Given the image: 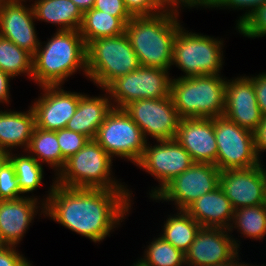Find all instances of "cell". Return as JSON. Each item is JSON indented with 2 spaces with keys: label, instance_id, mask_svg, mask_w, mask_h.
<instances>
[{
  "label": "cell",
  "instance_id": "6da1fadb",
  "mask_svg": "<svg viewBox=\"0 0 266 266\" xmlns=\"http://www.w3.org/2000/svg\"><path fill=\"white\" fill-rule=\"evenodd\" d=\"M45 203V216L63 227L100 243L129 215L131 190L63 187L53 182Z\"/></svg>",
  "mask_w": 266,
  "mask_h": 266
},
{
  "label": "cell",
  "instance_id": "7a4b0ae2",
  "mask_svg": "<svg viewBox=\"0 0 266 266\" xmlns=\"http://www.w3.org/2000/svg\"><path fill=\"white\" fill-rule=\"evenodd\" d=\"M180 7L193 8L173 3L160 14L132 17L126 24L125 33L141 66L163 70L172 67L173 41L182 26L178 20Z\"/></svg>",
  "mask_w": 266,
  "mask_h": 266
},
{
  "label": "cell",
  "instance_id": "3957f363",
  "mask_svg": "<svg viewBox=\"0 0 266 266\" xmlns=\"http://www.w3.org/2000/svg\"><path fill=\"white\" fill-rule=\"evenodd\" d=\"M78 70L87 77L83 37L78 30L56 31L48 41L40 42L33 55L31 80L39 87L63 85Z\"/></svg>",
  "mask_w": 266,
  "mask_h": 266
},
{
  "label": "cell",
  "instance_id": "277c9868",
  "mask_svg": "<svg viewBox=\"0 0 266 266\" xmlns=\"http://www.w3.org/2000/svg\"><path fill=\"white\" fill-rule=\"evenodd\" d=\"M112 160L95 139H90L65 161L53 181L63 187L129 190L112 175Z\"/></svg>",
  "mask_w": 266,
  "mask_h": 266
},
{
  "label": "cell",
  "instance_id": "5b68a950",
  "mask_svg": "<svg viewBox=\"0 0 266 266\" xmlns=\"http://www.w3.org/2000/svg\"><path fill=\"white\" fill-rule=\"evenodd\" d=\"M222 77L221 75L190 78L172 76L170 96L179 116L181 118L223 116L227 79Z\"/></svg>",
  "mask_w": 266,
  "mask_h": 266
},
{
  "label": "cell",
  "instance_id": "8992f818",
  "mask_svg": "<svg viewBox=\"0 0 266 266\" xmlns=\"http://www.w3.org/2000/svg\"><path fill=\"white\" fill-rule=\"evenodd\" d=\"M87 79L105 89L116 78L126 75L141 65L131 43L123 33L102 37L86 45Z\"/></svg>",
  "mask_w": 266,
  "mask_h": 266
},
{
  "label": "cell",
  "instance_id": "52a82bcc",
  "mask_svg": "<svg viewBox=\"0 0 266 266\" xmlns=\"http://www.w3.org/2000/svg\"><path fill=\"white\" fill-rule=\"evenodd\" d=\"M219 39L194 33L181 26L173 41L172 65L184 72L182 78L221 75L223 44Z\"/></svg>",
  "mask_w": 266,
  "mask_h": 266
},
{
  "label": "cell",
  "instance_id": "ba28073f",
  "mask_svg": "<svg viewBox=\"0 0 266 266\" xmlns=\"http://www.w3.org/2000/svg\"><path fill=\"white\" fill-rule=\"evenodd\" d=\"M171 79L169 70L140 66L116 78L105 89L113 108L123 109L133 101L169 97Z\"/></svg>",
  "mask_w": 266,
  "mask_h": 266
},
{
  "label": "cell",
  "instance_id": "9c48e42d",
  "mask_svg": "<svg viewBox=\"0 0 266 266\" xmlns=\"http://www.w3.org/2000/svg\"><path fill=\"white\" fill-rule=\"evenodd\" d=\"M94 139L112 158L121 157L134 165L143 155L147 142L139 126L119 108L108 113Z\"/></svg>",
  "mask_w": 266,
  "mask_h": 266
},
{
  "label": "cell",
  "instance_id": "30bf717a",
  "mask_svg": "<svg viewBox=\"0 0 266 266\" xmlns=\"http://www.w3.org/2000/svg\"><path fill=\"white\" fill-rule=\"evenodd\" d=\"M214 132L217 144L215 165L220 171L250 168L261 163L255 152L253 132L224 116L214 117Z\"/></svg>",
  "mask_w": 266,
  "mask_h": 266
},
{
  "label": "cell",
  "instance_id": "8fae6325",
  "mask_svg": "<svg viewBox=\"0 0 266 266\" xmlns=\"http://www.w3.org/2000/svg\"><path fill=\"white\" fill-rule=\"evenodd\" d=\"M220 172L216 165L193 163L151 199L162 203L172 202L176 205L175 210H185L196 199L219 186Z\"/></svg>",
  "mask_w": 266,
  "mask_h": 266
},
{
  "label": "cell",
  "instance_id": "7c38bea8",
  "mask_svg": "<svg viewBox=\"0 0 266 266\" xmlns=\"http://www.w3.org/2000/svg\"><path fill=\"white\" fill-rule=\"evenodd\" d=\"M124 111L139 126L146 141L173 140L181 117L171 96L159 99H142L129 103Z\"/></svg>",
  "mask_w": 266,
  "mask_h": 266
},
{
  "label": "cell",
  "instance_id": "4fadbf2b",
  "mask_svg": "<svg viewBox=\"0 0 266 266\" xmlns=\"http://www.w3.org/2000/svg\"><path fill=\"white\" fill-rule=\"evenodd\" d=\"M157 144L146 142V147L139 162L140 169L155 177L158 186L151 189L149 197L153 198L174 177L182 174L194 162L188 153L175 139L156 141Z\"/></svg>",
  "mask_w": 266,
  "mask_h": 266
},
{
  "label": "cell",
  "instance_id": "5bb4252c",
  "mask_svg": "<svg viewBox=\"0 0 266 266\" xmlns=\"http://www.w3.org/2000/svg\"><path fill=\"white\" fill-rule=\"evenodd\" d=\"M39 98L30 105L34 111L36 127L56 131L66 127L79 104V93L66 91L62 85L40 86Z\"/></svg>",
  "mask_w": 266,
  "mask_h": 266
},
{
  "label": "cell",
  "instance_id": "9a60e30c",
  "mask_svg": "<svg viewBox=\"0 0 266 266\" xmlns=\"http://www.w3.org/2000/svg\"><path fill=\"white\" fill-rule=\"evenodd\" d=\"M229 234L227 229L201 227L185 253L186 266H215L228 261L240 251L241 244Z\"/></svg>",
  "mask_w": 266,
  "mask_h": 266
},
{
  "label": "cell",
  "instance_id": "2e32d148",
  "mask_svg": "<svg viewBox=\"0 0 266 266\" xmlns=\"http://www.w3.org/2000/svg\"><path fill=\"white\" fill-rule=\"evenodd\" d=\"M263 162L250 168L220 172L219 186L234 210L265 204Z\"/></svg>",
  "mask_w": 266,
  "mask_h": 266
},
{
  "label": "cell",
  "instance_id": "e0dca14e",
  "mask_svg": "<svg viewBox=\"0 0 266 266\" xmlns=\"http://www.w3.org/2000/svg\"><path fill=\"white\" fill-rule=\"evenodd\" d=\"M224 117L251 132L262 119L253 80L240 76L226 80Z\"/></svg>",
  "mask_w": 266,
  "mask_h": 266
},
{
  "label": "cell",
  "instance_id": "ac0fdd59",
  "mask_svg": "<svg viewBox=\"0 0 266 266\" xmlns=\"http://www.w3.org/2000/svg\"><path fill=\"white\" fill-rule=\"evenodd\" d=\"M39 199L33 194L17 200H0V233L7 246L20 244L38 212L45 216V203Z\"/></svg>",
  "mask_w": 266,
  "mask_h": 266
},
{
  "label": "cell",
  "instance_id": "d6986e66",
  "mask_svg": "<svg viewBox=\"0 0 266 266\" xmlns=\"http://www.w3.org/2000/svg\"><path fill=\"white\" fill-rule=\"evenodd\" d=\"M174 139L188 151L194 163L215 165L217 144L214 118H181Z\"/></svg>",
  "mask_w": 266,
  "mask_h": 266
},
{
  "label": "cell",
  "instance_id": "ffe728a7",
  "mask_svg": "<svg viewBox=\"0 0 266 266\" xmlns=\"http://www.w3.org/2000/svg\"><path fill=\"white\" fill-rule=\"evenodd\" d=\"M9 1L0 15V36L34 55L40 45L32 5ZM27 5V6H26Z\"/></svg>",
  "mask_w": 266,
  "mask_h": 266
},
{
  "label": "cell",
  "instance_id": "44dd1931",
  "mask_svg": "<svg viewBox=\"0 0 266 266\" xmlns=\"http://www.w3.org/2000/svg\"><path fill=\"white\" fill-rule=\"evenodd\" d=\"M185 211L202 227L229 229L234 209L220 186L192 202Z\"/></svg>",
  "mask_w": 266,
  "mask_h": 266
},
{
  "label": "cell",
  "instance_id": "7402d4cb",
  "mask_svg": "<svg viewBox=\"0 0 266 266\" xmlns=\"http://www.w3.org/2000/svg\"><path fill=\"white\" fill-rule=\"evenodd\" d=\"M101 96H90L79 92V104L75 114L70 118L66 129L85 135L89 140L97 135L100 125L113 109L109 93Z\"/></svg>",
  "mask_w": 266,
  "mask_h": 266
},
{
  "label": "cell",
  "instance_id": "603a6c76",
  "mask_svg": "<svg viewBox=\"0 0 266 266\" xmlns=\"http://www.w3.org/2000/svg\"><path fill=\"white\" fill-rule=\"evenodd\" d=\"M28 111L0 110V153L8 154L13 148L26 151L36 127L31 106Z\"/></svg>",
  "mask_w": 266,
  "mask_h": 266
},
{
  "label": "cell",
  "instance_id": "cb8c5ba5",
  "mask_svg": "<svg viewBox=\"0 0 266 266\" xmlns=\"http://www.w3.org/2000/svg\"><path fill=\"white\" fill-rule=\"evenodd\" d=\"M35 20L57 25V31L80 30L83 13L72 0H35Z\"/></svg>",
  "mask_w": 266,
  "mask_h": 266
},
{
  "label": "cell",
  "instance_id": "d4e9b609",
  "mask_svg": "<svg viewBox=\"0 0 266 266\" xmlns=\"http://www.w3.org/2000/svg\"><path fill=\"white\" fill-rule=\"evenodd\" d=\"M171 215L164 221L160 236L185 254L202 226L185 210Z\"/></svg>",
  "mask_w": 266,
  "mask_h": 266
},
{
  "label": "cell",
  "instance_id": "484cf974",
  "mask_svg": "<svg viewBox=\"0 0 266 266\" xmlns=\"http://www.w3.org/2000/svg\"><path fill=\"white\" fill-rule=\"evenodd\" d=\"M126 25L115 16L91 8L83 13L80 35L85 45L102 37H115L125 33Z\"/></svg>",
  "mask_w": 266,
  "mask_h": 266
},
{
  "label": "cell",
  "instance_id": "4316f807",
  "mask_svg": "<svg viewBox=\"0 0 266 266\" xmlns=\"http://www.w3.org/2000/svg\"><path fill=\"white\" fill-rule=\"evenodd\" d=\"M26 151L40 164L49 165L55 176L62 169V153L55 131L35 127Z\"/></svg>",
  "mask_w": 266,
  "mask_h": 266
},
{
  "label": "cell",
  "instance_id": "83f0119b",
  "mask_svg": "<svg viewBox=\"0 0 266 266\" xmlns=\"http://www.w3.org/2000/svg\"><path fill=\"white\" fill-rule=\"evenodd\" d=\"M233 228L245 238L262 240L266 236V204L249 206L234 210L233 219L229 227L230 234Z\"/></svg>",
  "mask_w": 266,
  "mask_h": 266
},
{
  "label": "cell",
  "instance_id": "f1b7e54d",
  "mask_svg": "<svg viewBox=\"0 0 266 266\" xmlns=\"http://www.w3.org/2000/svg\"><path fill=\"white\" fill-rule=\"evenodd\" d=\"M24 154L10 152L6 157L11 161L18 186L23 194L33 193L42 185L44 179V168L32 155L27 151H22Z\"/></svg>",
  "mask_w": 266,
  "mask_h": 266
},
{
  "label": "cell",
  "instance_id": "f546056e",
  "mask_svg": "<svg viewBox=\"0 0 266 266\" xmlns=\"http://www.w3.org/2000/svg\"><path fill=\"white\" fill-rule=\"evenodd\" d=\"M0 70L13 79L21 74L32 79L33 55L14 42L0 36Z\"/></svg>",
  "mask_w": 266,
  "mask_h": 266
},
{
  "label": "cell",
  "instance_id": "4dcf8cb0",
  "mask_svg": "<svg viewBox=\"0 0 266 266\" xmlns=\"http://www.w3.org/2000/svg\"><path fill=\"white\" fill-rule=\"evenodd\" d=\"M158 236L147 245L142 258L138 260L144 266H186L185 254Z\"/></svg>",
  "mask_w": 266,
  "mask_h": 266
},
{
  "label": "cell",
  "instance_id": "1f68e13d",
  "mask_svg": "<svg viewBox=\"0 0 266 266\" xmlns=\"http://www.w3.org/2000/svg\"><path fill=\"white\" fill-rule=\"evenodd\" d=\"M25 196L18 186L14 167L6 157L0 163V200H17Z\"/></svg>",
  "mask_w": 266,
  "mask_h": 266
},
{
  "label": "cell",
  "instance_id": "d6a6232c",
  "mask_svg": "<svg viewBox=\"0 0 266 266\" xmlns=\"http://www.w3.org/2000/svg\"><path fill=\"white\" fill-rule=\"evenodd\" d=\"M266 0H202L199 5L200 8H219V9H228L233 10H245L246 12L236 20V29L237 27L248 18V16L253 13L258 7L264 5Z\"/></svg>",
  "mask_w": 266,
  "mask_h": 266
},
{
  "label": "cell",
  "instance_id": "836d02e7",
  "mask_svg": "<svg viewBox=\"0 0 266 266\" xmlns=\"http://www.w3.org/2000/svg\"><path fill=\"white\" fill-rule=\"evenodd\" d=\"M55 132L62 153L63 168L65 161L82 149L89 139L85 135L66 128L56 130Z\"/></svg>",
  "mask_w": 266,
  "mask_h": 266
},
{
  "label": "cell",
  "instance_id": "e575fe53",
  "mask_svg": "<svg viewBox=\"0 0 266 266\" xmlns=\"http://www.w3.org/2000/svg\"><path fill=\"white\" fill-rule=\"evenodd\" d=\"M236 30L244 37L252 39L266 36V3L251 13Z\"/></svg>",
  "mask_w": 266,
  "mask_h": 266
},
{
  "label": "cell",
  "instance_id": "d590c367",
  "mask_svg": "<svg viewBox=\"0 0 266 266\" xmlns=\"http://www.w3.org/2000/svg\"><path fill=\"white\" fill-rule=\"evenodd\" d=\"M133 17L153 16L164 12L173 2L171 0H123Z\"/></svg>",
  "mask_w": 266,
  "mask_h": 266
},
{
  "label": "cell",
  "instance_id": "8d00e7d4",
  "mask_svg": "<svg viewBox=\"0 0 266 266\" xmlns=\"http://www.w3.org/2000/svg\"><path fill=\"white\" fill-rule=\"evenodd\" d=\"M93 8L118 17L125 25L133 17L123 0H95Z\"/></svg>",
  "mask_w": 266,
  "mask_h": 266
},
{
  "label": "cell",
  "instance_id": "74e56055",
  "mask_svg": "<svg viewBox=\"0 0 266 266\" xmlns=\"http://www.w3.org/2000/svg\"><path fill=\"white\" fill-rule=\"evenodd\" d=\"M0 266H33L30 261L27 260L18 251L15 246H7L0 251Z\"/></svg>",
  "mask_w": 266,
  "mask_h": 266
},
{
  "label": "cell",
  "instance_id": "f35d334b",
  "mask_svg": "<svg viewBox=\"0 0 266 266\" xmlns=\"http://www.w3.org/2000/svg\"><path fill=\"white\" fill-rule=\"evenodd\" d=\"M253 80L258 107L262 115H266V72L249 76Z\"/></svg>",
  "mask_w": 266,
  "mask_h": 266
},
{
  "label": "cell",
  "instance_id": "ab89813d",
  "mask_svg": "<svg viewBox=\"0 0 266 266\" xmlns=\"http://www.w3.org/2000/svg\"><path fill=\"white\" fill-rule=\"evenodd\" d=\"M254 148L260 161L261 153L266 152V115L262 116L261 122L253 131Z\"/></svg>",
  "mask_w": 266,
  "mask_h": 266
},
{
  "label": "cell",
  "instance_id": "60d3db41",
  "mask_svg": "<svg viewBox=\"0 0 266 266\" xmlns=\"http://www.w3.org/2000/svg\"><path fill=\"white\" fill-rule=\"evenodd\" d=\"M13 78L3 72L2 70H0V103L2 104H9L10 102V81L12 80Z\"/></svg>",
  "mask_w": 266,
  "mask_h": 266
},
{
  "label": "cell",
  "instance_id": "b9f144b4",
  "mask_svg": "<svg viewBox=\"0 0 266 266\" xmlns=\"http://www.w3.org/2000/svg\"><path fill=\"white\" fill-rule=\"evenodd\" d=\"M76 6L84 13L93 8L95 0H72Z\"/></svg>",
  "mask_w": 266,
  "mask_h": 266
},
{
  "label": "cell",
  "instance_id": "7bdbcfd3",
  "mask_svg": "<svg viewBox=\"0 0 266 266\" xmlns=\"http://www.w3.org/2000/svg\"><path fill=\"white\" fill-rule=\"evenodd\" d=\"M237 260L239 259V251L232 257L230 258L228 261L223 262L221 264L215 265V266H243L245 264V262H239Z\"/></svg>",
  "mask_w": 266,
  "mask_h": 266
},
{
  "label": "cell",
  "instance_id": "ee69618b",
  "mask_svg": "<svg viewBox=\"0 0 266 266\" xmlns=\"http://www.w3.org/2000/svg\"><path fill=\"white\" fill-rule=\"evenodd\" d=\"M173 3H181L193 8H199L202 0H171Z\"/></svg>",
  "mask_w": 266,
  "mask_h": 266
},
{
  "label": "cell",
  "instance_id": "f6af8a7d",
  "mask_svg": "<svg viewBox=\"0 0 266 266\" xmlns=\"http://www.w3.org/2000/svg\"><path fill=\"white\" fill-rule=\"evenodd\" d=\"M9 2V0H0V15L2 14L4 7Z\"/></svg>",
  "mask_w": 266,
  "mask_h": 266
},
{
  "label": "cell",
  "instance_id": "bcb514c9",
  "mask_svg": "<svg viewBox=\"0 0 266 266\" xmlns=\"http://www.w3.org/2000/svg\"><path fill=\"white\" fill-rule=\"evenodd\" d=\"M263 177H264V193H265V204H266V169L263 168Z\"/></svg>",
  "mask_w": 266,
  "mask_h": 266
},
{
  "label": "cell",
  "instance_id": "7dc6e473",
  "mask_svg": "<svg viewBox=\"0 0 266 266\" xmlns=\"http://www.w3.org/2000/svg\"><path fill=\"white\" fill-rule=\"evenodd\" d=\"M7 247V244L4 242L1 233H0V251L5 249Z\"/></svg>",
  "mask_w": 266,
  "mask_h": 266
},
{
  "label": "cell",
  "instance_id": "c3c4849f",
  "mask_svg": "<svg viewBox=\"0 0 266 266\" xmlns=\"http://www.w3.org/2000/svg\"><path fill=\"white\" fill-rule=\"evenodd\" d=\"M131 266H144L139 260H137L133 265Z\"/></svg>",
  "mask_w": 266,
  "mask_h": 266
},
{
  "label": "cell",
  "instance_id": "681fc988",
  "mask_svg": "<svg viewBox=\"0 0 266 266\" xmlns=\"http://www.w3.org/2000/svg\"><path fill=\"white\" fill-rule=\"evenodd\" d=\"M6 158V154L0 153V163Z\"/></svg>",
  "mask_w": 266,
  "mask_h": 266
},
{
  "label": "cell",
  "instance_id": "f907efd6",
  "mask_svg": "<svg viewBox=\"0 0 266 266\" xmlns=\"http://www.w3.org/2000/svg\"><path fill=\"white\" fill-rule=\"evenodd\" d=\"M9 1H18V2H27L28 0H9ZM32 2H33V0H31ZM30 0H29V2H31Z\"/></svg>",
  "mask_w": 266,
  "mask_h": 266
},
{
  "label": "cell",
  "instance_id": "816d5d0a",
  "mask_svg": "<svg viewBox=\"0 0 266 266\" xmlns=\"http://www.w3.org/2000/svg\"><path fill=\"white\" fill-rule=\"evenodd\" d=\"M243 266H256V265H252V264H249V263H245ZM257 266H259V265H257ZM262 266H264V265L262 264Z\"/></svg>",
  "mask_w": 266,
  "mask_h": 266
}]
</instances>
